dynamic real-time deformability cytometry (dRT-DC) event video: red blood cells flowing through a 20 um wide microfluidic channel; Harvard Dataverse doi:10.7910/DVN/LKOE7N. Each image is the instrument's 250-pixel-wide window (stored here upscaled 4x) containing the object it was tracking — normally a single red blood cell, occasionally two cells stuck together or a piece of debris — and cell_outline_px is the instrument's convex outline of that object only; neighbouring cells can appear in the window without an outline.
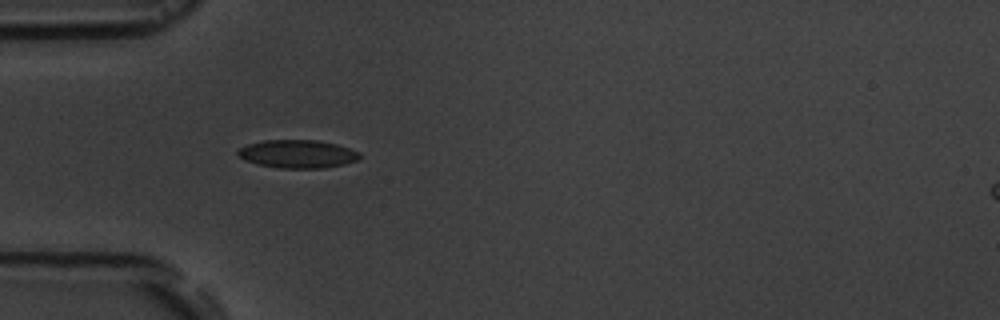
{"species": "common noctule bat (a hibernating species)", "species_latin": "Nyctalus noctula", "temperature_condition": "room temperature", "stored_images_in_passage": 5, "camera_frame_rate_fps": 3000, "um_per_image_px": 0.085, "animal": {"sex": "male", "body_mass_g": 19.5, "forearm_length_mm": 54.6}, "frame": {"image": 1, "passage_image": 4, "time_ms": 3.667, "image_size_px": [1000, 320], "cell_outline_px": [[360, 156], [356, 160], [344, 164], [324, 168], [280, 168], [256, 164], [244, 160], [236, 152], [240, 148], [248, 144], [264, 140], [316, 140], [336, 144], [360, 152]], "centroid_in_image_um": [25.27, 13.09], "position_along_channel_um": 59.7, "area_um2": 19.88}}
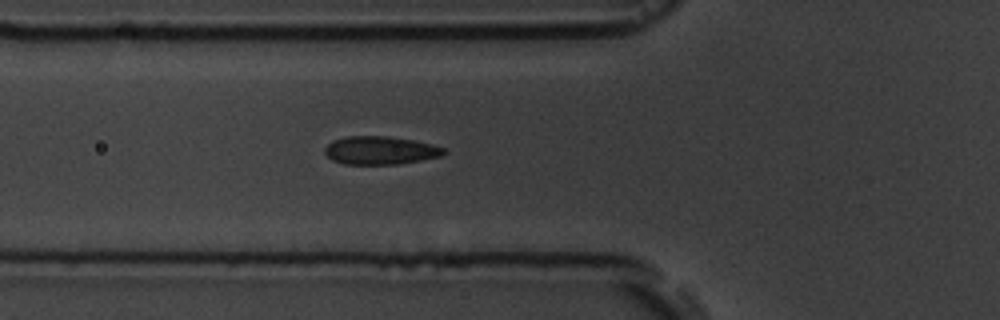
{"frame": {"image": 2, "passage_image": 5, "time_ms": 4.667, "image_size_px": [1000, 320], "cell_outline_px": [[448, 152], [440, 156], [400, 164], [344, 164], [332, 160], [324, 152], [324, 148], [332, 140], [344, 136], [388, 136], [412, 140], [432, 144], [444, 148]], "centroid_in_image_um": [32.3, 12.78], "position_along_channel_um": 93.5, "area_um2": 19.59}}